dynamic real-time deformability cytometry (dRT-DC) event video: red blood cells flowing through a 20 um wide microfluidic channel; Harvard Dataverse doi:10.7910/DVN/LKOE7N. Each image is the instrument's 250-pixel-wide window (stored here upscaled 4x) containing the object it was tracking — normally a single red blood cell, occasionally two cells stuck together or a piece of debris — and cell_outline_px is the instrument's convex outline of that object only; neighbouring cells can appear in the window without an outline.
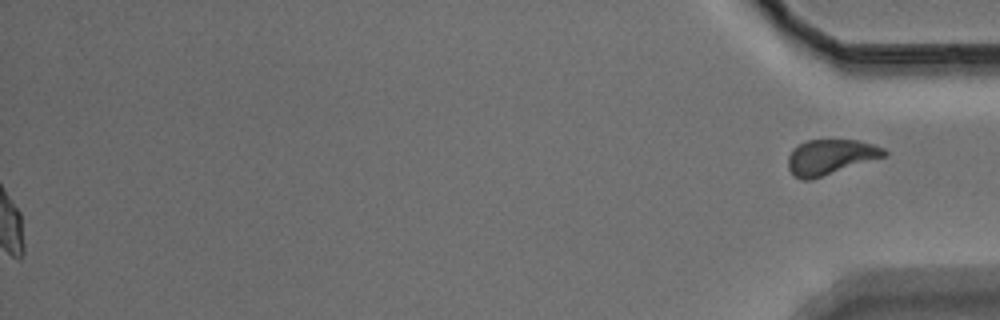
{"species": "Egyptian fruit bat (a non-hibernating species)", "species_latin": "Rousettus aegyptiacus", "temperature_condition": "warm", "stored_images_in_passage": 52, "segment_of_instrument_passage": [2, 2], "camera_frame_rate_fps": 3000, "um_per_image_px": 0.085, "animal": {"sex": "male"}, "frame": {"image": 1, "passage_image": 52, "time_ms": 17.0, "image_size_px": [1000, 320], "cell_outline_px": [[888, 156], [812, 180], [800, 180], [788, 168], [788, 156], [792, 148], [808, 140], [856, 140], [872, 144], [884, 148], [888, 152]], "centroid_in_image_um": [70.61, 13.36], "position_along_channel_um": 364.6, "area_um2": 19.94}}